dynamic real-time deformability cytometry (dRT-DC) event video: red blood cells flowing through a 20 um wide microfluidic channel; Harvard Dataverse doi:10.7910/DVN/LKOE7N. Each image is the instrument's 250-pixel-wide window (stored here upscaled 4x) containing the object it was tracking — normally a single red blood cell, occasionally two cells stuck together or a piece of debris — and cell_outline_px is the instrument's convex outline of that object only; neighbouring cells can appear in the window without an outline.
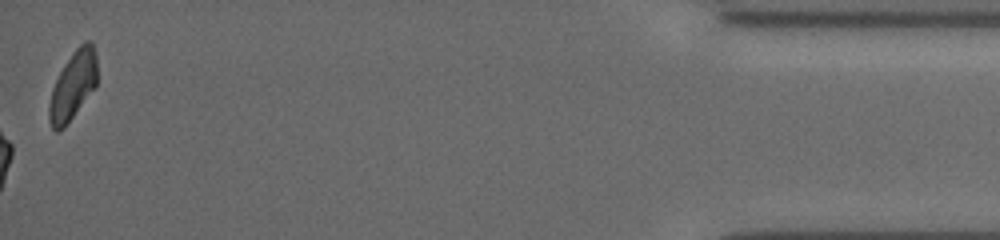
{"species": "common noctule bat (a hibernating species)", "species_latin": "Nyctalus noctula", "temperature_condition": "cold", "stored_images_in_passage": 48, "camera_frame_rate_fps": 3000, "um_per_image_px": 0.085, "animal": {"sex": "female", "body_mass_g": 19.5, "forearm_length_mm": 54.1}, "frame": {"image": 1, "passage_image": 48, "time_ms": 15.667, "image_size_px": [1000, 240], "cell_outline_px": [[96, 84], [64, 128], [56, 132], [52, 128], [48, 120], [48, 104], [52, 88], [64, 64], [72, 52], [84, 40], [92, 40], [96, 52]], "centroid_in_image_um": [6.18, 7.24], "position_along_channel_um": 429.0, "area_um2": 19.02}, "authors_computed_cell_mechanics": {"area_um2": 18.5827, "velocity_mm_per_s": 3.9523, "shape_relaxation_time_tau1_ms": 4.0508, "shape_relaxation_time_tau2_ms": 2.7144, "deformation_change_tau1": 0.1183, "deformation_change_tau2": 0.0771}}